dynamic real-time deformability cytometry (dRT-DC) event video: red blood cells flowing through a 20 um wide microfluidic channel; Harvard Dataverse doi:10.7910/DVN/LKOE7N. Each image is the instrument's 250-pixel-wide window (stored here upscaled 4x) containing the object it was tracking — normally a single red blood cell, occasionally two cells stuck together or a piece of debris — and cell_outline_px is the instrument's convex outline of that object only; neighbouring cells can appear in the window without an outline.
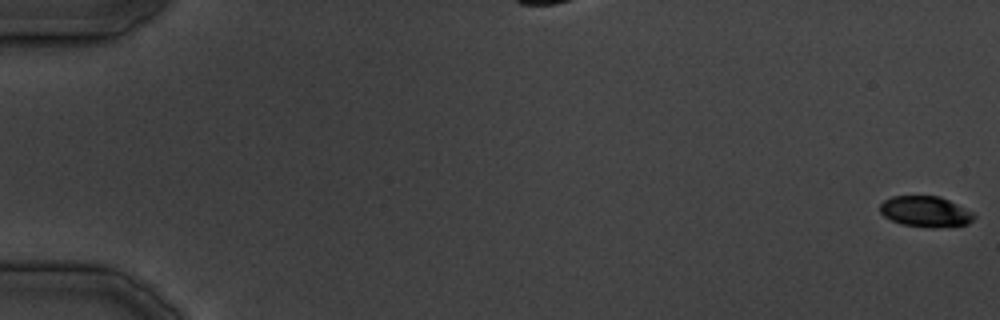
{"species": "common noctule bat (a hibernating species)", "species_latin": "Nyctalus noctula", "temperature_condition": "cold", "stored_images_in_passage": 39, "camera_frame_rate_fps": 3000, "um_per_image_px": 0.085, "animal": {"sex": "male", "body_mass_g": 19.5, "forearm_length_mm": 54.6}, "frame": {"image": 1, "passage_image": 1, "time_ms": 0.0, "image_size_px": [1000, 320], "cell_outline_px": [[976, 216], [968, 224], [932, 228], [928, 228], [900, 224], [884, 216], [880, 212], [880, 204], [884, 200], [892, 196], [940, 196], [972, 212]], "centroid_in_image_um": [78.64, 17.99], "position_along_channel_um": 6.4, "area_um2": 16.82}}
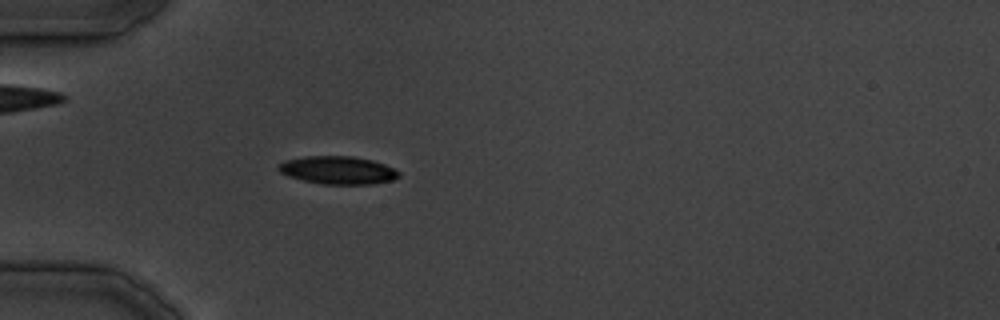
{"frame": {"image": 2, "passage_image": 13, "time_ms": 14.333, "image_size_px": [1000, 320], "cell_outline_px": [[400, 176], [392, 180], [372, 184], [324, 184], [304, 180], [288, 176], [280, 172], [276, 168], [284, 160], [304, 156], [352, 156], [372, 160], [384, 164], [400, 172]], "centroid_in_image_um": [28.71, 14.46], "position_along_channel_um": 56.3, "area_um2": 19.54}}
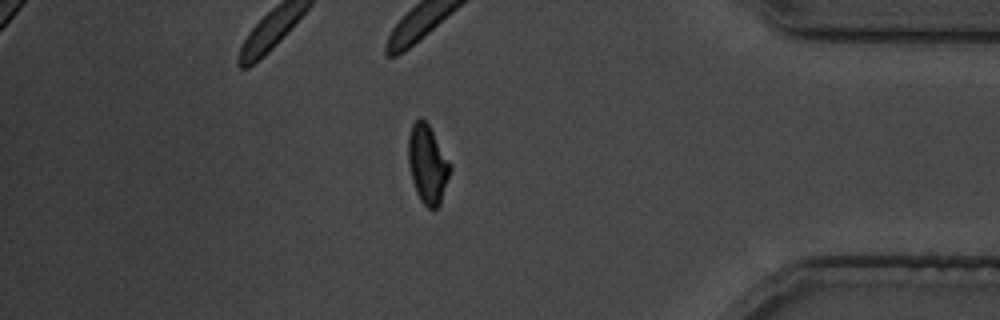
{"frame": {"image": 3, "passage_image": 34, "time_ms": 40.0, "image_size_px": [1000, 320], "cell_outline_px": [[452, 168], [440, 204], [436, 208], [428, 208], [420, 200], [416, 192], [412, 180], [408, 164], [408, 136], [412, 124], [420, 116], [428, 124], [452, 164]], "centroid_in_image_um": [36.35, 13.95], "position_along_channel_um": 398.9, "area_um2": 19.31}}